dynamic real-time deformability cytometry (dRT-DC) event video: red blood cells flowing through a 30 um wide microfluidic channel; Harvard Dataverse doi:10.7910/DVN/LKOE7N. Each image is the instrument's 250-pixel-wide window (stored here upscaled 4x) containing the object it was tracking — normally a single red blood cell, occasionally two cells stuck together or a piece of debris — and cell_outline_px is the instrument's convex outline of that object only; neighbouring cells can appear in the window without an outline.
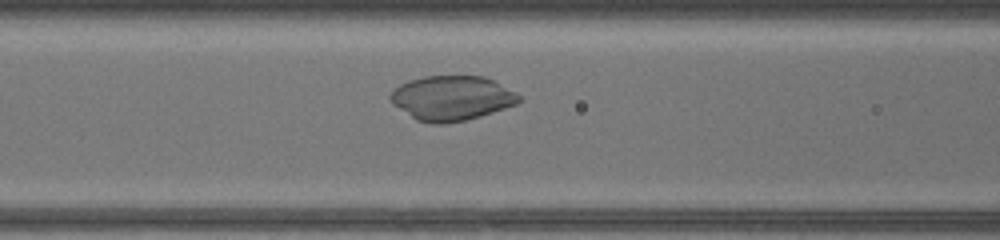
{"species": "common noctule bat (a hibernating species)", "species_latin": "Nyctalus noctula", "temperature_condition": "warm", "stored_images_in_passage": 32, "camera_frame_rate_fps": 3000, "um_per_image_px": 0.085, "animal": {"sex": "female", "body_mass_g": 17.0, "forearm_length_mm": 48.0}, "frame": {"image": 1, "passage_image": 11, "time_ms": 3.333, "image_size_px": [1000, 240], "cell_outline_px": [[524, 100], [516, 104], [480, 116], [464, 120], [444, 124], [432, 124], [416, 120], [392, 104], [388, 96], [392, 88], [408, 80], [424, 76], [484, 76], [516, 92]], "centroid_in_image_um": [38.35, 8.33], "position_along_channel_um": 128.2, "area_um2": 33.64}}
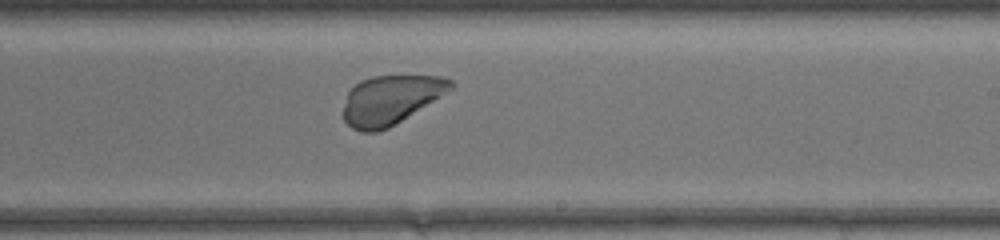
{"frame": {"image": 2, "passage_image": 20, "time_ms": 6.333, "image_size_px": [1000, 240], "cell_outline_px": [[456, 84], [452, 88], [388, 128], [376, 132], [360, 132], [352, 128], [344, 120], [340, 112], [348, 92], [360, 80], [372, 76], [444, 76], [452, 80]], "centroid_in_image_um": [33.13, 8.48], "position_along_channel_um": 255.9, "area_um2": 30.46}}
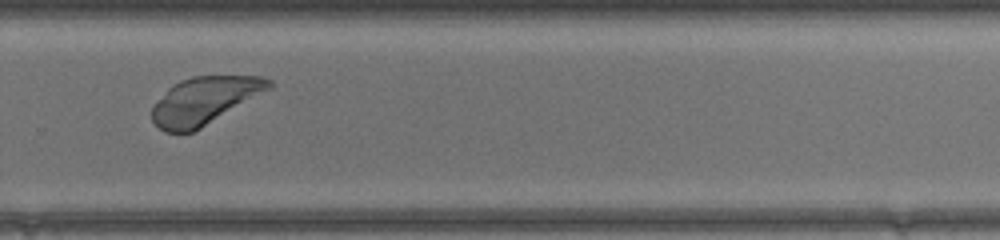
{"frame": {"image": 3, "passage_image": 24, "time_ms": 7.667, "image_size_px": [1000, 240], "cell_outline_px": [[272, 88], [200, 128], [192, 132], [164, 132], [152, 120], [152, 104], [172, 84], [180, 80], [192, 76], [260, 76], [272, 80]], "centroid_in_image_um": [17.36, 8.53], "position_along_channel_um": 312.4, "area_um2": 32.14}}